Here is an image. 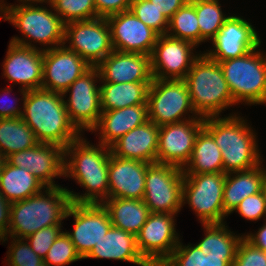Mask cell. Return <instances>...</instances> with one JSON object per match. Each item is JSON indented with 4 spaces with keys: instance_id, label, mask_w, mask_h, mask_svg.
I'll return each mask as SVG.
<instances>
[{
    "instance_id": "obj_1",
    "label": "cell",
    "mask_w": 266,
    "mask_h": 266,
    "mask_svg": "<svg viewBox=\"0 0 266 266\" xmlns=\"http://www.w3.org/2000/svg\"><path fill=\"white\" fill-rule=\"evenodd\" d=\"M23 94L22 120L31 128L41 143H52L66 148L81 133L70 121L64 95L43 88L21 89Z\"/></svg>"
},
{
    "instance_id": "obj_2",
    "label": "cell",
    "mask_w": 266,
    "mask_h": 266,
    "mask_svg": "<svg viewBox=\"0 0 266 266\" xmlns=\"http://www.w3.org/2000/svg\"><path fill=\"white\" fill-rule=\"evenodd\" d=\"M69 155L71 161L67 162L64 159L66 161L64 162L65 177L70 174L69 177L77 180L88 192L79 196L73 191L67 190L71 202L103 203L104 199H108V170L111 148L101 143L96 147L78 137L64 148V158ZM98 197H102L100 198L101 201Z\"/></svg>"
},
{
    "instance_id": "obj_3",
    "label": "cell",
    "mask_w": 266,
    "mask_h": 266,
    "mask_svg": "<svg viewBox=\"0 0 266 266\" xmlns=\"http://www.w3.org/2000/svg\"><path fill=\"white\" fill-rule=\"evenodd\" d=\"M218 117H205L203 128L221 150L223 172L228 174L246 171L261 165L256 135L246 125L245 120L237 115Z\"/></svg>"
},
{
    "instance_id": "obj_4",
    "label": "cell",
    "mask_w": 266,
    "mask_h": 266,
    "mask_svg": "<svg viewBox=\"0 0 266 266\" xmlns=\"http://www.w3.org/2000/svg\"><path fill=\"white\" fill-rule=\"evenodd\" d=\"M67 190L60 186L46 187V195L40 191L27 199L11 203L10 236L24 240L44 227L61 225L72 203Z\"/></svg>"
},
{
    "instance_id": "obj_5",
    "label": "cell",
    "mask_w": 266,
    "mask_h": 266,
    "mask_svg": "<svg viewBox=\"0 0 266 266\" xmlns=\"http://www.w3.org/2000/svg\"><path fill=\"white\" fill-rule=\"evenodd\" d=\"M184 81L192 107L200 117L218 116L223 109L235 104L221 66L206 54L194 61Z\"/></svg>"
},
{
    "instance_id": "obj_6",
    "label": "cell",
    "mask_w": 266,
    "mask_h": 266,
    "mask_svg": "<svg viewBox=\"0 0 266 266\" xmlns=\"http://www.w3.org/2000/svg\"><path fill=\"white\" fill-rule=\"evenodd\" d=\"M255 50L219 62L235 103H266V55Z\"/></svg>"
},
{
    "instance_id": "obj_7",
    "label": "cell",
    "mask_w": 266,
    "mask_h": 266,
    "mask_svg": "<svg viewBox=\"0 0 266 266\" xmlns=\"http://www.w3.org/2000/svg\"><path fill=\"white\" fill-rule=\"evenodd\" d=\"M183 179L184 173L179 167L150 163L143 197L150 212L177 214L183 205Z\"/></svg>"
},
{
    "instance_id": "obj_8",
    "label": "cell",
    "mask_w": 266,
    "mask_h": 266,
    "mask_svg": "<svg viewBox=\"0 0 266 266\" xmlns=\"http://www.w3.org/2000/svg\"><path fill=\"white\" fill-rule=\"evenodd\" d=\"M226 173L184 174L183 203L185 200L198 214L202 224L223 223V191Z\"/></svg>"
},
{
    "instance_id": "obj_9",
    "label": "cell",
    "mask_w": 266,
    "mask_h": 266,
    "mask_svg": "<svg viewBox=\"0 0 266 266\" xmlns=\"http://www.w3.org/2000/svg\"><path fill=\"white\" fill-rule=\"evenodd\" d=\"M192 107L187 84L184 80H161L153 78L147 95L148 120L157 126L182 122L183 113Z\"/></svg>"
},
{
    "instance_id": "obj_10",
    "label": "cell",
    "mask_w": 266,
    "mask_h": 266,
    "mask_svg": "<svg viewBox=\"0 0 266 266\" xmlns=\"http://www.w3.org/2000/svg\"><path fill=\"white\" fill-rule=\"evenodd\" d=\"M31 3L3 7L5 20L19 28L23 35L42 44L65 45L64 26L61 18L47 8Z\"/></svg>"
},
{
    "instance_id": "obj_11",
    "label": "cell",
    "mask_w": 266,
    "mask_h": 266,
    "mask_svg": "<svg viewBox=\"0 0 266 266\" xmlns=\"http://www.w3.org/2000/svg\"><path fill=\"white\" fill-rule=\"evenodd\" d=\"M67 49L80 55L90 66H97L114 51L111 30L106 18L73 21L64 26V42Z\"/></svg>"
},
{
    "instance_id": "obj_12",
    "label": "cell",
    "mask_w": 266,
    "mask_h": 266,
    "mask_svg": "<svg viewBox=\"0 0 266 266\" xmlns=\"http://www.w3.org/2000/svg\"><path fill=\"white\" fill-rule=\"evenodd\" d=\"M97 77L100 79L97 67L91 66L63 93L65 96L71 90L69 100L64 102L70 121L79 131H91L99 122L102 111L100 87L95 85Z\"/></svg>"
},
{
    "instance_id": "obj_13",
    "label": "cell",
    "mask_w": 266,
    "mask_h": 266,
    "mask_svg": "<svg viewBox=\"0 0 266 266\" xmlns=\"http://www.w3.org/2000/svg\"><path fill=\"white\" fill-rule=\"evenodd\" d=\"M74 217L72 233L66 232L77 253L84 259L112 226L107 209L102 203H74L67 210L65 218Z\"/></svg>"
},
{
    "instance_id": "obj_14",
    "label": "cell",
    "mask_w": 266,
    "mask_h": 266,
    "mask_svg": "<svg viewBox=\"0 0 266 266\" xmlns=\"http://www.w3.org/2000/svg\"><path fill=\"white\" fill-rule=\"evenodd\" d=\"M204 127L203 117L159 127L157 163L183 169L190 160L196 137Z\"/></svg>"
},
{
    "instance_id": "obj_15",
    "label": "cell",
    "mask_w": 266,
    "mask_h": 266,
    "mask_svg": "<svg viewBox=\"0 0 266 266\" xmlns=\"http://www.w3.org/2000/svg\"><path fill=\"white\" fill-rule=\"evenodd\" d=\"M173 215L151 212L136 236L138 250L151 266H160L179 243Z\"/></svg>"
},
{
    "instance_id": "obj_16",
    "label": "cell",
    "mask_w": 266,
    "mask_h": 266,
    "mask_svg": "<svg viewBox=\"0 0 266 266\" xmlns=\"http://www.w3.org/2000/svg\"><path fill=\"white\" fill-rule=\"evenodd\" d=\"M193 47L195 45L189 41L159 35L151 54L153 78L184 80L194 61L199 57L192 55Z\"/></svg>"
},
{
    "instance_id": "obj_17",
    "label": "cell",
    "mask_w": 266,
    "mask_h": 266,
    "mask_svg": "<svg viewBox=\"0 0 266 266\" xmlns=\"http://www.w3.org/2000/svg\"><path fill=\"white\" fill-rule=\"evenodd\" d=\"M4 76L11 82L23 84V89H40L42 85L43 50L40 51L18 37L9 44L3 63Z\"/></svg>"
},
{
    "instance_id": "obj_18",
    "label": "cell",
    "mask_w": 266,
    "mask_h": 266,
    "mask_svg": "<svg viewBox=\"0 0 266 266\" xmlns=\"http://www.w3.org/2000/svg\"><path fill=\"white\" fill-rule=\"evenodd\" d=\"M91 66L64 45L43 49L41 88L64 93Z\"/></svg>"
},
{
    "instance_id": "obj_19",
    "label": "cell",
    "mask_w": 266,
    "mask_h": 266,
    "mask_svg": "<svg viewBox=\"0 0 266 266\" xmlns=\"http://www.w3.org/2000/svg\"><path fill=\"white\" fill-rule=\"evenodd\" d=\"M106 19L115 51L151 56L159 35L130 10L111 15Z\"/></svg>"
},
{
    "instance_id": "obj_20",
    "label": "cell",
    "mask_w": 266,
    "mask_h": 266,
    "mask_svg": "<svg viewBox=\"0 0 266 266\" xmlns=\"http://www.w3.org/2000/svg\"><path fill=\"white\" fill-rule=\"evenodd\" d=\"M64 148L57 144L41 143L9 155L5 160L13 165L27 169L46 187L54 184L53 177L64 176Z\"/></svg>"
},
{
    "instance_id": "obj_21",
    "label": "cell",
    "mask_w": 266,
    "mask_h": 266,
    "mask_svg": "<svg viewBox=\"0 0 266 266\" xmlns=\"http://www.w3.org/2000/svg\"><path fill=\"white\" fill-rule=\"evenodd\" d=\"M212 42L215 50L205 54L218 63L243 56L261 44L254 27L237 16H229Z\"/></svg>"
},
{
    "instance_id": "obj_22",
    "label": "cell",
    "mask_w": 266,
    "mask_h": 266,
    "mask_svg": "<svg viewBox=\"0 0 266 266\" xmlns=\"http://www.w3.org/2000/svg\"><path fill=\"white\" fill-rule=\"evenodd\" d=\"M149 164L139 160L120 158L111 152L108 170V197L143 199L145 176Z\"/></svg>"
},
{
    "instance_id": "obj_23",
    "label": "cell",
    "mask_w": 266,
    "mask_h": 266,
    "mask_svg": "<svg viewBox=\"0 0 266 266\" xmlns=\"http://www.w3.org/2000/svg\"><path fill=\"white\" fill-rule=\"evenodd\" d=\"M100 80L108 83L152 82L151 56L113 51L97 66Z\"/></svg>"
},
{
    "instance_id": "obj_24",
    "label": "cell",
    "mask_w": 266,
    "mask_h": 266,
    "mask_svg": "<svg viewBox=\"0 0 266 266\" xmlns=\"http://www.w3.org/2000/svg\"><path fill=\"white\" fill-rule=\"evenodd\" d=\"M159 126L152 121L135 127L121 136L110 148L120 158L156 163Z\"/></svg>"
},
{
    "instance_id": "obj_25",
    "label": "cell",
    "mask_w": 266,
    "mask_h": 266,
    "mask_svg": "<svg viewBox=\"0 0 266 266\" xmlns=\"http://www.w3.org/2000/svg\"><path fill=\"white\" fill-rule=\"evenodd\" d=\"M148 121L147 104L128 106L122 109L102 111L98 124L92 131L100 129V142L111 147L121 136Z\"/></svg>"
},
{
    "instance_id": "obj_26",
    "label": "cell",
    "mask_w": 266,
    "mask_h": 266,
    "mask_svg": "<svg viewBox=\"0 0 266 266\" xmlns=\"http://www.w3.org/2000/svg\"><path fill=\"white\" fill-rule=\"evenodd\" d=\"M86 258H106L151 266L140 254L136 236L114 226L95 244Z\"/></svg>"
},
{
    "instance_id": "obj_27",
    "label": "cell",
    "mask_w": 266,
    "mask_h": 266,
    "mask_svg": "<svg viewBox=\"0 0 266 266\" xmlns=\"http://www.w3.org/2000/svg\"><path fill=\"white\" fill-rule=\"evenodd\" d=\"M107 209L112 226L137 236L151 213L143 199L108 198Z\"/></svg>"
},
{
    "instance_id": "obj_28",
    "label": "cell",
    "mask_w": 266,
    "mask_h": 266,
    "mask_svg": "<svg viewBox=\"0 0 266 266\" xmlns=\"http://www.w3.org/2000/svg\"><path fill=\"white\" fill-rule=\"evenodd\" d=\"M235 177L226 174L223 191V208L226 215L232 213L246 197L262 191V182L266 173L264 168L256 166L246 171H238Z\"/></svg>"
},
{
    "instance_id": "obj_29",
    "label": "cell",
    "mask_w": 266,
    "mask_h": 266,
    "mask_svg": "<svg viewBox=\"0 0 266 266\" xmlns=\"http://www.w3.org/2000/svg\"><path fill=\"white\" fill-rule=\"evenodd\" d=\"M46 186L27 169L9 164L6 160L0 172V192L10 203L36 195Z\"/></svg>"
},
{
    "instance_id": "obj_30",
    "label": "cell",
    "mask_w": 266,
    "mask_h": 266,
    "mask_svg": "<svg viewBox=\"0 0 266 266\" xmlns=\"http://www.w3.org/2000/svg\"><path fill=\"white\" fill-rule=\"evenodd\" d=\"M151 82L108 83L100 87L101 111L122 109L128 106L147 104Z\"/></svg>"
},
{
    "instance_id": "obj_31",
    "label": "cell",
    "mask_w": 266,
    "mask_h": 266,
    "mask_svg": "<svg viewBox=\"0 0 266 266\" xmlns=\"http://www.w3.org/2000/svg\"><path fill=\"white\" fill-rule=\"evenodd\" d=\"M186 165L187 169H182L184 174L223 172L221 150L204 128L196 137L190 160Z\"/></svg>"
},
{
    "instance_id": "obj_32",
    "label": "cell",
    "mask_w": 266,
    "mask_h": 266,
    "mask_svg": "<svg viewBox=\"0 0 266 266\" xmlns=\"http://www.w3.org/2000/svg\"><path fill=\"white\" fill-rule=\"evenodd\" d=\"M38 143L35 134L21 117L0 118V153L5 159Z\"/></svg>"
},
{
    "instance_id": "obj_33",
    "label": "cell",
    "mask_w": 266,
    "mask_h": 266,
    "mask_svg": "<svg viewBox=\"0 0 266 266\" xmlns=\"http://www.w3.org/2000/svg\"><path fill=\"white\" fill-rule=\"evenodd\" d=\"M206 229V236L197 244L205 255L211 256H236L240 236L232 234L226 229L224 223L203 224Z\"/></svg>"
},
{
    "instance_id": "obj_34",
    "label": "cell",
    "mask_w": 266,
    "mask_h": 266,
    "mask_svg": "<svg viewBox=\"0 0 266 266\" xmlns=\"http://www.w3.org/2000/svg\"><path fill=\"white\" fill-rule=\"evenodd\" d=\"M180 242L160 266H232L236 256L205 255L200 248L184 246Z\"/></svg>"
},
{
    "instance_id": "obj_35",
    "label": "cell",
    "mask_w": 266,
    "mask_h": 266,
    "mask_svg": "<svg viewBox=\"0 0 266 266\" xmlns=\"http://www.w3.org/2000/svg\"><path fill=\"white\" fill-rule=\"evenodd\" d=\"M169 30L174 33L169 34ZM166 35L186 40L195 46L200 43V28L195 7L188 1L183 7L176 11L169 19L168 32Z\"/></svg>"
},
{
    "instance_id": "obj_36",
    "label": "cell",
    "mask_w": 266,
    "mask_h": 266,
    "mask_svg": "<svg viewBox=\"0 0 266 266\" xmlns=\"http://www.w3.org/2000/svg\"><path fill=\"white\" fill-rule=\"evenodd\" d=\"M195 7L200 28V43L208 38L213 39L225 21L218 1L213 0H189Z\"/></svg>"
},
{
    "instance_id": "obj_37",
    "label": "cell",
    "mask_w": 266,
    "mask_h": 266,
    "mask_svg": "<svg viewBox=\"0 0 266 266\" xmlns=\"http://www.w3.org/2000/svg\"><path fill=\"white\" fill-rule=\"evenodd\" d=\"M49 4L64 24L97 18L94 0H50Z\"/></svg>"
},
{
    "instance_id": "obj_38",
    "label": "cell",
    "mask_w": 266,
    "mask_h": 266,
    "mask_svg": "<svg viewBox=\"0 0 266 266\" xmlns=\"http://www.w3.org/2000/svg\"><path fill=\"white\" fill-rule=\"evenodd\" d=\"M158 35H166L169 20L149 0H132L129 9Z\"/></svg>"
},
{
    "instance_id": "obj_39",
    "label": "cell",
    "mask_w": 266,
    "mask_h": 266,
    "mask_svg": "<svg viewBox=\"0 0 266 266\" xmlns=\"http://www.w3.org/2000/svg\"><path fill=\"white\" fill-rule=\"evenodd\" d=\"M82 259L66 232H63L53 242L43 259L47 266H64Z\"/></svg>"
},
{
    "instance_id": "obj_40",
    "label": "cell",
    "mask_w": 266,
    "mask_h": 266,
    "mask_svg": "<svg viewBox=\"0 0 266 266\" xmlns=\"http://www.w3.org/2000/svg\"><path fill=\"white\" fill-rule=\"evenodd\" d=\"M13 238L8 254V265L10 266H30L35 264H45L43 258L38 256L27 242L21 238ZM22 241V242H21Z\"/></svg>"
},
{
    "instance_id": "obj_41",
    "label": "cell",
    "mask_w": 266,
    "mask_h": 266,
    "mask_svg": "<svg viewBox=\"0 0 266 266\" xmlns=\"http://www.w3.org/2000/svg\"><path fill=\"white\" fill-rule=\"evenodd\" d=\"M61 230L60 225H52L36 231L25 239L29 240L32 250L44 259L53 242L62 233Z\"/></svg>"
},
{
    "instance_id": "obj_42",
    "label": "cell",
    "mask_w": 266,
    "mask_h": 266,
    "mask_svg": "<svg viewBox=\"0 0 266 266\" xmlns=\"http://www.w3.org/2000/svg\"><path fill=\"white\" fill-rule=\"evenodd\" d=\"M232 266H266V252L255 247L243 236Z\"/></svg>"
},
{
    "instance_id": "obj_43",
    "label": "cell",
    "mask_w": 266,
    "mask_h": 266,
    "mask_svg": "<svg viewBox=\"0 0 266 266\" xmlns=\"http://www.w3.org/2000/svg\"><path fill=\"white\" fill-rule=\"evenodd\" d=\"M235 210L248 220H259L262 216L266 215V202L263 192L261 191L244 198Z\"/></svg>"
},
{
    "instance_id": "obj_44",
    "label": "cell",
    "mask_w": 266,
    "mask_h": 266,
    "mask_svg": "<svg viewBox=\"0 0 266 266\" xmlns=\"http://www.w3.org/2000/svg\"><path fill=\"white\" fill-rule=\"evenodd\" d=\"M132 0H94L97 17L107 18L130 9Z\"/></svg>"
},
{
    "instance_id": "obj_45",
    "label": "cell",
    "mask_w": 266,
    "mask_h": 266,
    "mask_svg": "<svg viewBox=\"0 0 266 266\" xmlns=\"http://www.w3.org/2000/svg\"><path fill=\"white\" fill-rule=\"evenodd\" d=\"M169 20L189 0H149Z\"/></svg>"
},
{
    "instance_id": "obj_46",
    "label": "cell",
    "mask_w": 266,
    "mask_h": 266,
    "mask_svg": "<svg viewBox=\"0 0 266 266\" xmlns=\"http://www.w3.org/2000/svg\"><path fill=\"white\" fill-rule=\"evenodd\" d=\"M10 208L11 203L7 201L4 198V195L0 192V240H3L4 242L7 240L6 235L8 234L10 223Z\"/></svg>"
},
{
    "instance_id": "obj_47",
    "label": "cell",
    "mask_w": 266,
    "mask_h": 266,
    "mask_svg": "<svg viewBox=\"0 0 266 266\" xmlns=\"http://www.w3.org/2000/svg\"><path fill=\"white\" fill-rule=\"evenodd\" d=\"M245 238L255 247L266 252V223L255 235L249 234Z\"/></svg>"
},
{
    "instance_id": "obj_48",
    "label": "cell",
    "mask_w": 266,
    "mask_h": 266,
    "mask_svg": "<svg viewBox=\"0 0 266 266\" xmlns=\"http://www.w3.org/2000/svg\"><path fill=\"white\" fill-rule=\"evenodd\" d=\"M5 102V101H4ZM16 103V102H15ZM6 106L0 107V118H17L22 117L23 111L19 110V107L16 108L15 106H10L6 102Z\"/></svg>"
},
{
    "instance_id": "obj_49",
    "label": "cell",
    "mask_w": 266,
    "mask_h": 266,
    "mask_svg": "<svg viewBox=\"0 0 266 266\" xmlns=\"http://www.w3.org/2000/svg\"><path fill=\"white\" fill-rule=\"evenodd\" d=\"M262 192L264 194L265 202H266V173L262 182Z\"/></svg>"
},
{
    "instance_id": "obj_50",
    "label": "cell",
    "mask_w": 266,
    "mask_h": 266,
    "mask_svg": "<svg viewBox=\"0 0 266 266\" xmlns=\"http://www.w3.org/2000/svg\"><path fill=\"white\" fill-rule=\"evenodd\" d=\"M21 2L23 1H25V3H27V2H40V3H42V2H45V0H20ZM48 1V3L50 2V0H46V2Z\"/></svg>"
},
{
    "instance_id": "obj_51",
    "label": "cell",
    "mask_w": 266,
    "mask_h": 266,
    "mask_svg": "<svg viewBox=\"0 0 266 266\" xmlns=\"http://www.w3.org/2000/svg\"><path fill=\"white\" fill-rule=\"evenodd\" d=\"M4 161H5V158L0 153V172H1V169H2V166H3Z\"/></svg>"
},
{
    "instance_id": "obj_52",
    "label": "cell",
    "mask_w": 266,
    "mask_h": 266,
    "mask_svg": "<svg viewBox=\"0 0 266 266\" xmlns=\"http://www.w3.org/2000/svg\"><path fill=\"white\" fill-rule=\"evenodd\" d=\"M30 266H47L46 264H35V265H30Z\"/></svg>"
},
{
    "instance_id": "obj_53",
    "label": "cell",
    "mask_w": 266,
    "mask_h": 266,
    "mask_svg": "<svg viewBox=\"0 0 266 266\" xmlns=\"http://www.w3.org/2000/svg\"><path fill=\"white\" fill-rule=\"evenodd\" d=\"M3 7H4V5H1L0 4V11L3 13ZM0 19H1V16H0Z\"/></svg>"
}]
</instances>
